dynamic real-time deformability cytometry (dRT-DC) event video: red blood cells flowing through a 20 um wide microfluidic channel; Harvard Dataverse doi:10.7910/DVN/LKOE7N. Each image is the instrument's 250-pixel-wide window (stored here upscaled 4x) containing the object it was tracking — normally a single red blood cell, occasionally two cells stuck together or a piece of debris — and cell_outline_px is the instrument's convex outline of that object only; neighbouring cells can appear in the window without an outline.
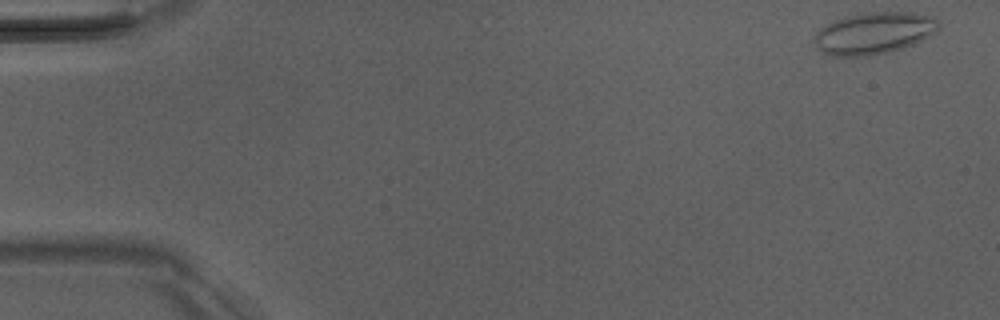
{"species": "Egyptian fruit bat (a non-hibernating species)", "species_latin": "Rousettus aegyptiacus", "temperature_condition": "room temperature", "stored_images_in_passage": 50, "camera_frame_rate_fps": 3000, "um_per_image_px": 0.085, "animal": {"sex": "male"}, "frame": {"image": 1, "passage_image": 1, "time_ms": 0.0, "image_size_px": [1000, 320], "cell_outline_px": [[940, 24], [936, 32], [904, 48], [868, 56], [832, 56], [820, 52], [816, 48], [812, 40], [816, 32], [820, 28], [844, 16], [864, 12], [912, 12], [932, 16]], "centroid_in_image_um": [74.24, 2.82], "position_along_channel_um": 10.8, "area_um2": 30.46}}
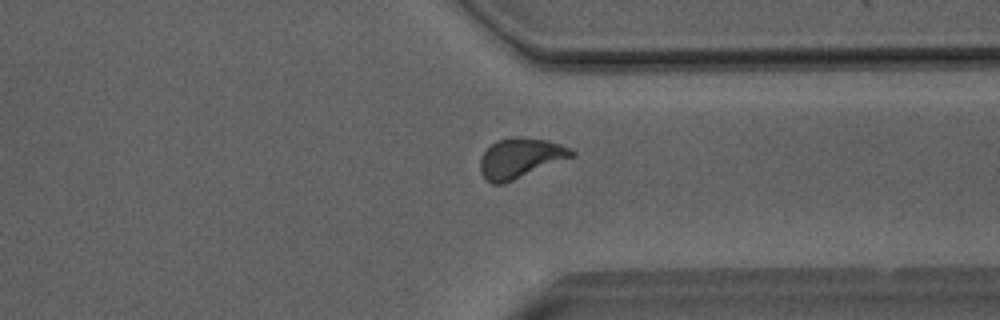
{"frame": {"image": 2, "passage_image": 38, "time_ms": 12.333, "image_size_px": [1000, 320], "cell_outline_px": [[576, 156], [504, 184], [492, 184], [480, 172], [480, 156], [496, 140], [512, 136], [516, 136], [548, 140], [560, 144], [576, 152]], "centroid_in_image_um": [44.24, 13.43], "position_along_channel_um": 367.2, "area_um2": 21.5}}
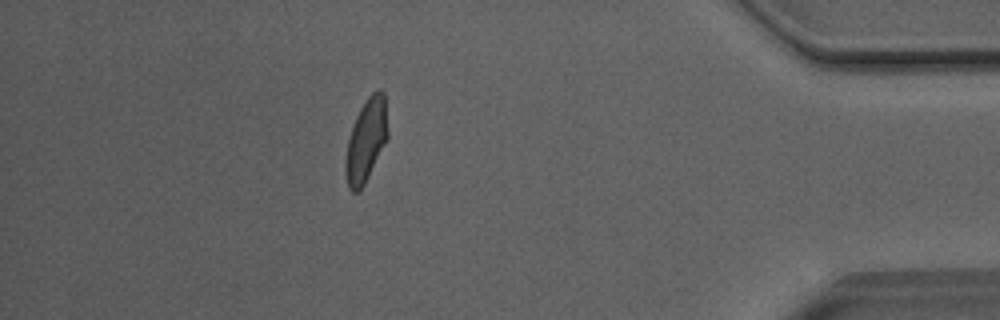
{"frame": {"image": 3, "passage_image": 44, "time_ms": 14.333, "image_size_px": [1000, 320], "cell_outline_px": [[388, 136], [364, 184], [356, 192], [352, 192], [348, 188], [344, 168], [344, 160], [348, 140], [356, 116], [360, 108], [368, 96], [372, 92], [384, 92], [388, 132]], "centroid_in_image_um": [31.09, 11.94], "position_along_channel_um": 404.1, "area_um2": 20.0}, "authors_computed_cell_mechanics": {"area_um2": 20.8947, "velocity_mm_per_s": 4.0331, "shape_relaxation_time_tau1_ms": 5.5565, "shape_relaxation_time_tau2_ms": 0.9962, "deformation_change_tau1": 0.1308, "deformation_change_tau2": 0.0619}}